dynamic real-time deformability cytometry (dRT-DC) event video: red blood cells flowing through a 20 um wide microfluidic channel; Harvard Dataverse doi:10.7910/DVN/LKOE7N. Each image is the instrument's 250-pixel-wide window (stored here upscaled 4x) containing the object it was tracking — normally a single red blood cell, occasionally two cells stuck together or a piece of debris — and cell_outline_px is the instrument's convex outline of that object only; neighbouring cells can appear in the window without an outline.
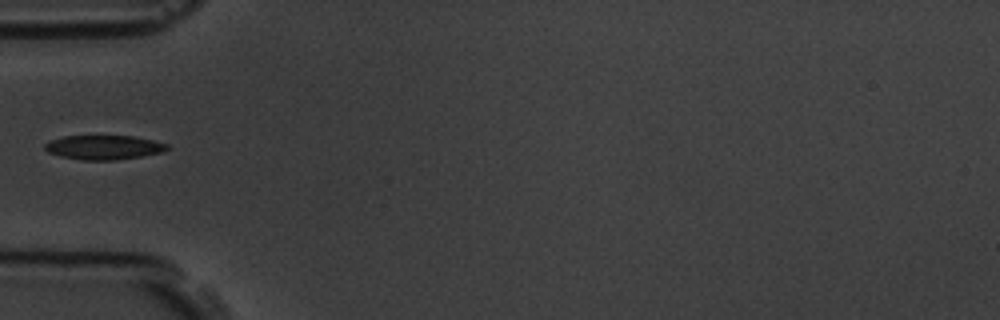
{"species": "common noctule bat (a hibernating species)", "species_latin": "Nyctalus noctula", "temperature_condition": "room temperature", "stored_images_in_passage": 2, "camera_frame_rate_fps": 3000, "um_per_image_px": 0.085, "animal": {"sex": "male", "body_mass_g": 19.5, "forearm_length_mm": 54.6}, "frame": {"image": 1, "passage_image": 1, "time_ms": 0.0, "image_size_px": [1000, 320], "cell_outline_px": [[172, 148], [160, 152], [140, 156], [116, 160], [84, 160], [60, 156], [48, 152], [44, 148], [44, 144], [48, 140], [64, 136], [132, 136], [152, 140], [168, 144]], "centroid_in_image_um": [8.8, 12.52], "position_along_channel_um": 76.2, "area_um2": 17.28}}
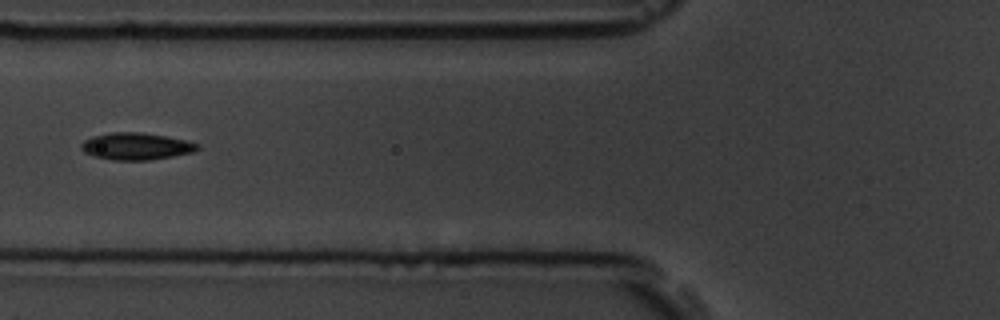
{"frame": {"image": 2, "passage_image": 2, "time_ms": 1.0, "image_size_px": [1000, 320], "cell_outline_px": [[200, 148], [192, 152], [172, 156], [148, 160], [112, 160], [96, 156], [84, 152], [80, 148], [80, 144], [84, 140], [92, 136], [112, 132], [140, 132], [164, 136], [184, 140], [200, 144]], "centroid_in_image_um": [11.54, 12.43], "position_along_channel_um": 114.3, "area_um2": 18.15}}